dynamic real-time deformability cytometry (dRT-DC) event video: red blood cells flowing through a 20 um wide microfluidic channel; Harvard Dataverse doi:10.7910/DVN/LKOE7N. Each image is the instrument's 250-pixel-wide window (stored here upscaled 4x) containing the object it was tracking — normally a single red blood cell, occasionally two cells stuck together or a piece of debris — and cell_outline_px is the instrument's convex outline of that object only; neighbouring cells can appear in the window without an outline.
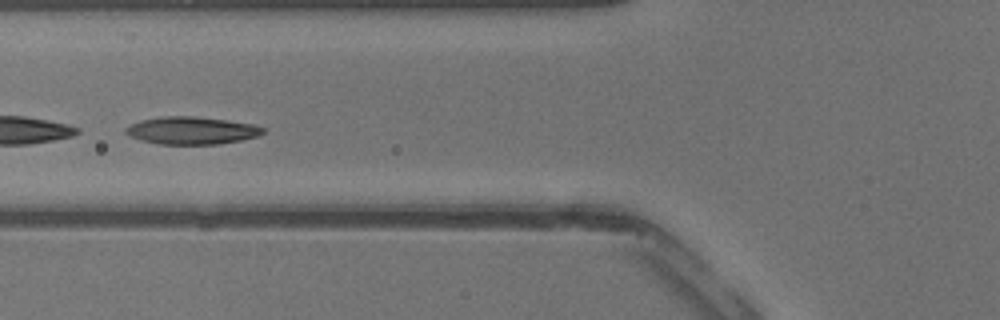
{"species": "common noctule bat (a hibernating species)", "species_latin": "Nyctalus noctula", "temperature_condition": "warm", "stored_images_in_passage": 41, "segment_of_instrument_passage": [2, 2], "camera_frame_rate_fps": 3000, "um_per_image_px": 0.085, "animal": {"sex": "male", "body_mass_g": 13.3}, "frame": {"image": 1, "passage_image": 17, "time_ms": 5.333, "image_size_px": [1000, 320], "cell_outline_px": [[264, 132], [256, 136], [240, 140], [220, 144], [160, 144], [140, 140], [124, 132], [124, 128], [140, 120], [160, 116], [192, 116], [256, 124], [264, 128]], "centroid_in_image_um": [16.27, 11.09], "position_along_channel_um": 109.5, "area_um2": 21.91}}
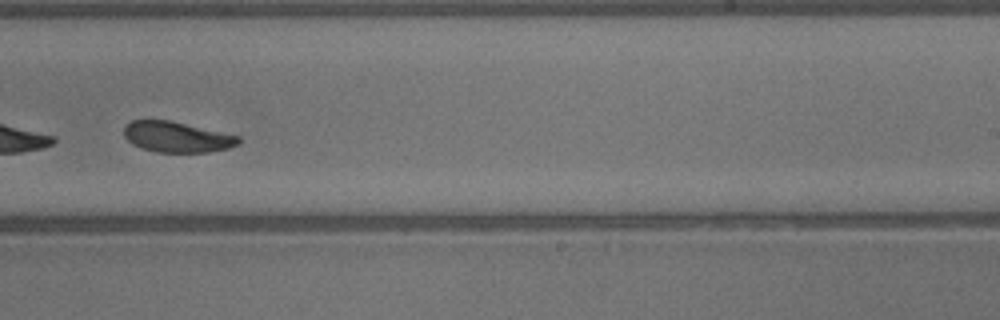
{"frame": {"image": 2, "passage_image": 27, "time_ms": 8.667, "image_size_px": [1000, 320], "cell_outline_px": [[240, 144], [228, 148], [208, 152], [156, 152], [140, 148], [132, 144], [124, 136], [124, 124], [132, 120], [168, 120], [240, 136]], "centroid_in_image_um": [15.01, 11.65], "position_along_channel_um": 274.0, "area_um2": 20.46}}
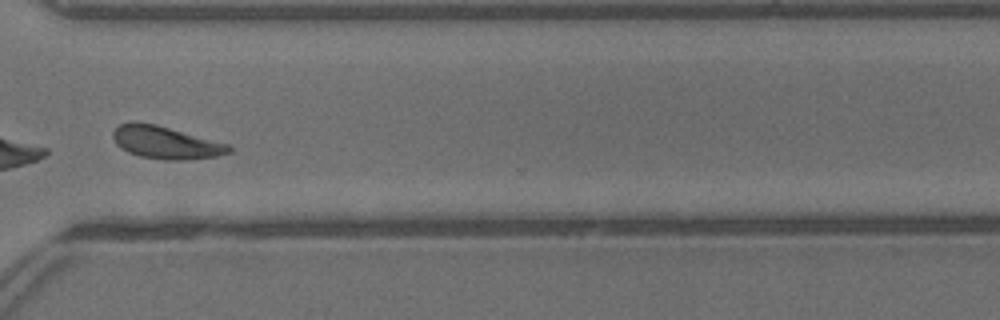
{"frame": {"image": 3, "passage_image": 32, "time_ms": 10.333, "image_size_px": [1000, 320], "cell_outline_px": [[232, 152], [216, 156], [180, 160], [164, 160], [140, 156], [128, 152], [120, 148], [116, 144], [112, 136], [112, 132], [120, 124], [132, 120], [136, 120], [156, 124], [228, 144], [232, 148]], "centroid_in_image_um": [14.03, 12.1], "position_along_channel_um": 356.6, "area_um2": 22.08}}